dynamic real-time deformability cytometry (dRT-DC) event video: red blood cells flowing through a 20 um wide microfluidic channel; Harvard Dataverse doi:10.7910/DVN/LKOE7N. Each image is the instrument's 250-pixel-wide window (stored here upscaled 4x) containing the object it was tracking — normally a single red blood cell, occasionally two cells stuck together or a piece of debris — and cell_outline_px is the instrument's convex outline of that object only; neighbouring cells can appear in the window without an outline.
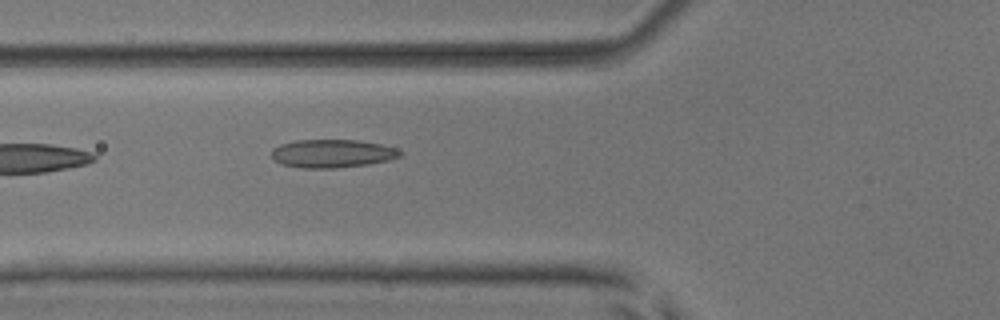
{"species": "common noctule bat (a hibernating species)", "species_latin": "Nyctalus noctula", "temperature_condition": "room temperature", "stored_images_in_passage": 2, "camera_frame_rate_fps": 3000, "um_per_image_px": 0.085, "animal": {"sex": "male", "body_mass_g": 17.9, "forearm_length_mm": 54.2}, "frame": {"image": 1, "passage_image": 2, "time_ms": 1.333, "image_size_px": [1000, 320], "cell_outline_px": [[404, 152], [400, 156], [388, 160], [368, 164], [336, 168], [300, 168], [284, 164], [276, 160], [272, 156], [272, 148], [280, 144], [296, 140], [356, 140], [380, 144], [396, 148]], "centroid_in_image_um": [28.25, 13.04], "position_along_channel_um": 97.5, "area_um2": 21.04}}